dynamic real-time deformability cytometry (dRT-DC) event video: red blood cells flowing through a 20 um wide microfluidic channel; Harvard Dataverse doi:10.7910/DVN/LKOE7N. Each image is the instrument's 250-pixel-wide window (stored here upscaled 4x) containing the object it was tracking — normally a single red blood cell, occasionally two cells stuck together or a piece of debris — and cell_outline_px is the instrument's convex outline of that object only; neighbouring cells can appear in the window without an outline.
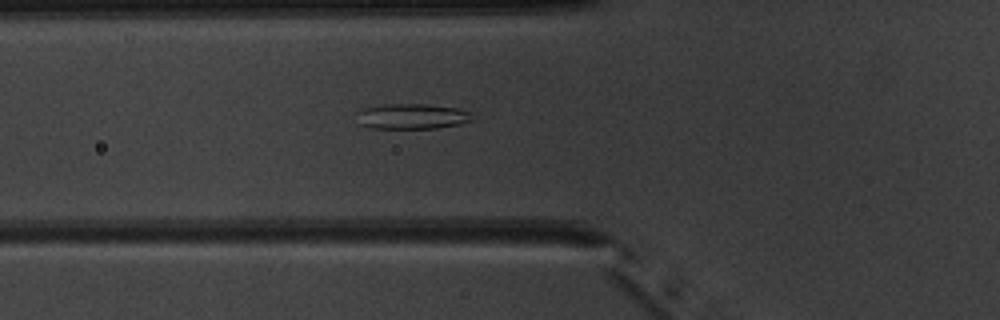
{"species": "common noctule bat (a hibernating species)", "species_latin": "Nyctalus noctula", "temperature_condition": "warm", "stored_images_in_passage": 41, "camera_frame_rate_fps": 3000, "um_per_image_px": 0.085, "animal": {"sex": "male", "body_mass_g": 20.1, "forearm_length_mm": 53.5}, "frame": {"image": 1, "passage_image": 11, "time_ms": 3.333, "image_size_px": [1000, 320], "cell_outline_px": [[476, 120], [460, 124], [436, 128], [368, 128], [360, 124], [356, 112], [364, 108], [388, 104], [424, 104], [456, 108], [472, 112]], "centroid_in_image_um": [35.07, 9.89], "position_along_channel_um": 90.7, "area_um2": 17.17}}
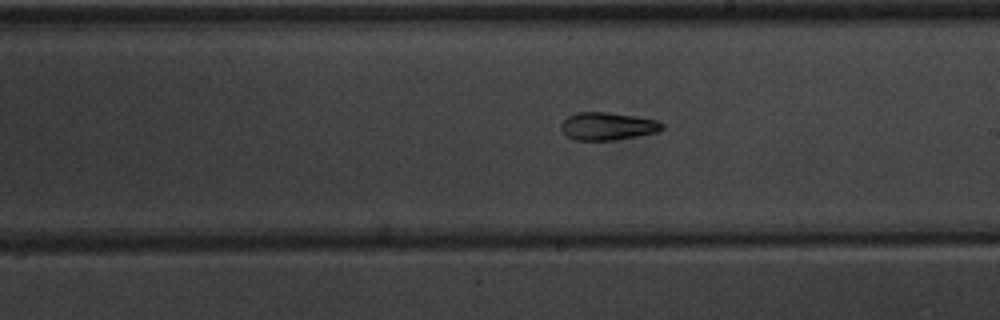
{"frame": {"image": 2, "passage_image": 22, "time_ms": 7.0, "image_size_px": [1000, 320], "cell_outline_px": [[664, 128], [656, 132], [616, 140], [576, 140], [568, 136], [560, 128], [560, 124], [568, 116], [576, 112], [604, 112], [632, 116], [656, 120], [664, 124]], "centroid_in_image_um": [51.62, 10.73], "position_along_channel_um": 237.4, "area_um2": 16.13}}
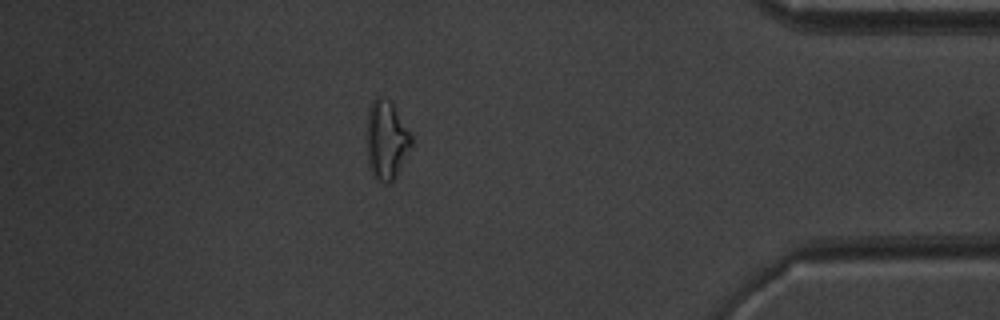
{"frame": {"image": 3, "passage_image": 37, "time_ms": 12.0, "image_size_px": [1000, 320], "cell_outline_px": [[412, 144], [396, 176], [388, 184], [384, 184], [376, 180], [372, 176], [368, 164], [368, 108], [372, 100], [376, 96], [380, 96], [388, 100], [392, 104], [412, 136]], "centroid_in_image_um": [32.83, 11.93], "position_along_channel_um": 402.4, "area_um2": 20.23}}